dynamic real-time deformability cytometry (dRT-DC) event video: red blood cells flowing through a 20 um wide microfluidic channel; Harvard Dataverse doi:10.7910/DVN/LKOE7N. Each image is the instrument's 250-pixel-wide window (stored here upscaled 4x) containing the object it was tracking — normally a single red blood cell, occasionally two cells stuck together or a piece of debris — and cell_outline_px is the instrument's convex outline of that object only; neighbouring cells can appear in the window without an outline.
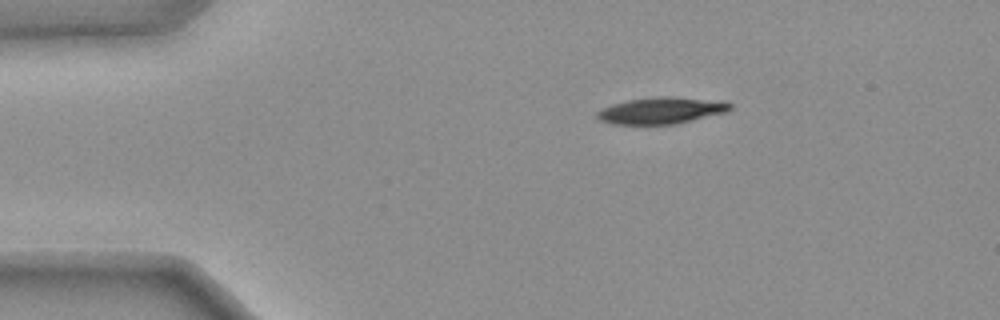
{"species": "common noctule bat (a hibernating species)", "species_latin": "Nyctalus noctula", "temperature_condition": "warm", "stored_images_in_passage": 40, "camera_frame_rate_fps": 3000, "um_per_image_px": 0.085, "animal": {"sex": "female", "body_mass_g": 25.1}, "frame": {"image": 1, "passage_image": 1, "time_ms": 0.0, "image_size_px": [1000, 320], "cell_outline_px": [[732, 108], [724, 112], [676, 124], [612, 124], [600, 120], [596, 116], [604, 108], [612, 104], [628, 100], [660, 96], [668, 96], [732, 104]], "centroid_in_image_um": [56.13, 9.41], "position_along_channel_um": 28.9, "area_um2": 19.77}}
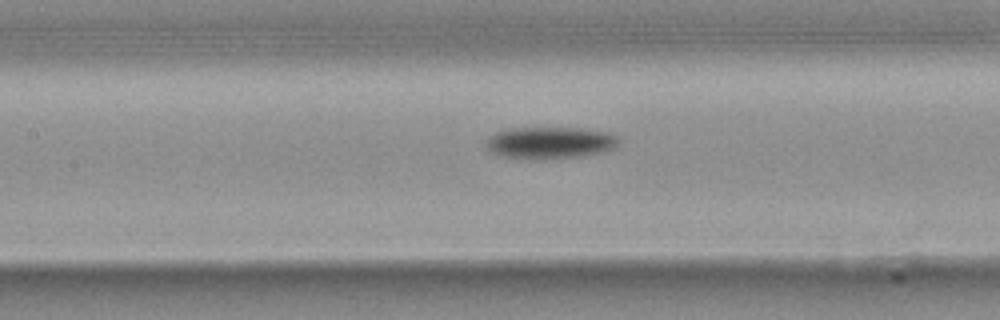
{"frame": {"image": 2, "passage_image": 16, "time_ms": 5.0, "image_size_px": [1000, 320], "cell_outline_px": [[620, 140], [612, 148], [600, 152], [580, 156], [540, 160], [536, 160], [504, 156], [492, 152], [484, 144], [488, 136], [496, 132], [512, 128], [584, 128], [608, 132], [616, 136]], "centroid_in_image_um": [46.71, 12.13], "position_along_channel_um": 160.7, "area_um2": 24.62}}
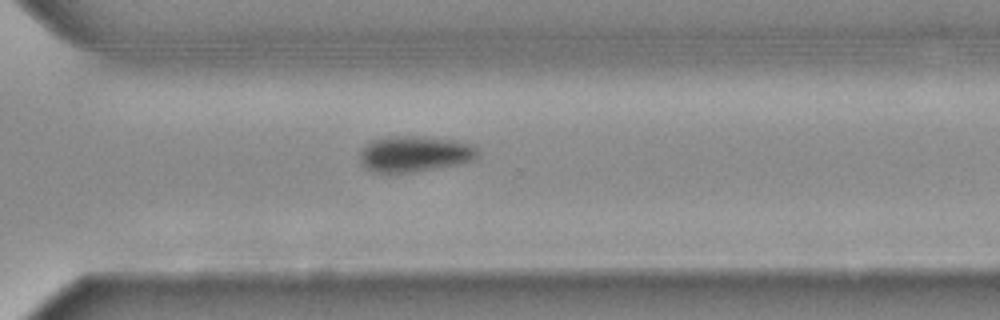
{"frame": {"image": 3, "passage_image": 30, "time_ms": 9.667, "image_size_px": [1000, 320], "cell_outline_px": [[480, 152], [476, 160], [456, 164], [408, 172], [372, 172], [360, 160], [360, 152], [372, 140], [392, 136], [424, 136], [456, 140], [472, 144]], "centroid_in_image_um": [35.3, 13.06], "position_along_channel_um": 335.3, "area_um2": 24.39}}